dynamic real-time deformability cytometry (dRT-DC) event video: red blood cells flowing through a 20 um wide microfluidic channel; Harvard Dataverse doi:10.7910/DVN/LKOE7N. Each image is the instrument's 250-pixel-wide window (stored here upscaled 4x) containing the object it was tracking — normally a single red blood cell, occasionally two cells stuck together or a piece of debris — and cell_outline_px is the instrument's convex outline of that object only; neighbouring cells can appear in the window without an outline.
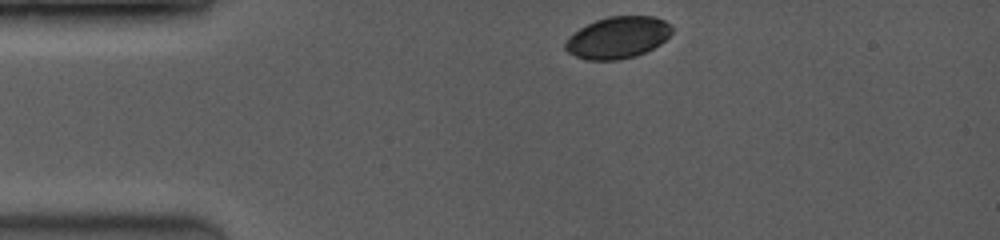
{"species": "common noctule bat (a hibernating species)", "species_latin": "Nyctalus noctula", "temperature_condition": "room temperature", "stored_images_in_passage": 42, "camera_frame_rate_fps": 3500, "um_per_image_px": 0.085, "animal": {"sex": "female", "body_mass_g": 19.0, "forearm_length_mm": 53.3}, "frame": {"image": 1, "passage_image": 1, "time_ms": 0.0, "image_size_px": [1000, 240], "cell_outline_px": [[672, 32], [660, 44], [636, 56], [620, 60], [584, 60], [568, 52], [564, 48], [564, 44], [568, 36], [580, 28], [596, 20], [608, 16], [652, 16], [664, 20], [672, 28]], "centroid_in_image_um": [52.48, 3.2], "position_along_channel_um": 32.5, "area_um2": 25.89}}
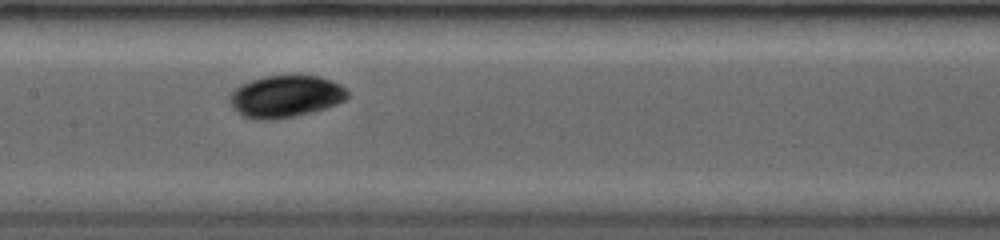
{"frame": {"image": 2, "passage_image": 18, "time_ms": 4.857, "image_size_px": [1000, 240], "cell_outline_px": [[348, 96], [344, 100], [336, 104], [312, 112], [296, 116], [268, 120], [256, 120], [244, 116], [236, 112], [232, 108], [228, 100], [232, 92], [236, 88], [252, 80], [264, 76], [316, 76], [340, 84], [348, 92]], "centroid_in_image_um": [24.24, 8.21], "position_along_channel_um": 183.2, "area_um2": 28.55}}
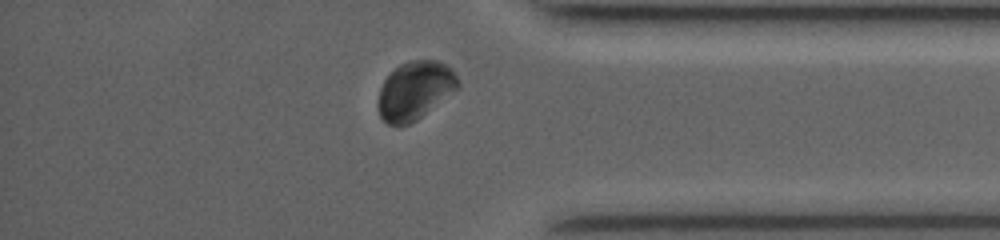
{"frame": {"image": 3, "passage_image": 37, "time_ms": 10.286, "image_size_px": [1000, 240], "cell_outline_px": [[460, 88], [456, 92], [416, 120], [400, 128], [396, 128], [388, 124], [380, 116], [380, 88], [384, 80], [400, 64], [408, 60], [436, 60], [452, 68], [460, 84]], "centroid_in_image_um": [35.32, 7.71], "position_along_channel_um": 399.9, "area_um2": 27.22}, "authors_computed_cell_mechanics": {"area_um2": 27.7151, "velocity_mm_per_s": 4.053, "shape_relaxation_time_tau1_ms": 2.5958, "shape_relaxation_time_tau2_ms": 3.2985, "deformation_change_tau1": 0.0529, "deformation_change_tau2": 0.0289}}